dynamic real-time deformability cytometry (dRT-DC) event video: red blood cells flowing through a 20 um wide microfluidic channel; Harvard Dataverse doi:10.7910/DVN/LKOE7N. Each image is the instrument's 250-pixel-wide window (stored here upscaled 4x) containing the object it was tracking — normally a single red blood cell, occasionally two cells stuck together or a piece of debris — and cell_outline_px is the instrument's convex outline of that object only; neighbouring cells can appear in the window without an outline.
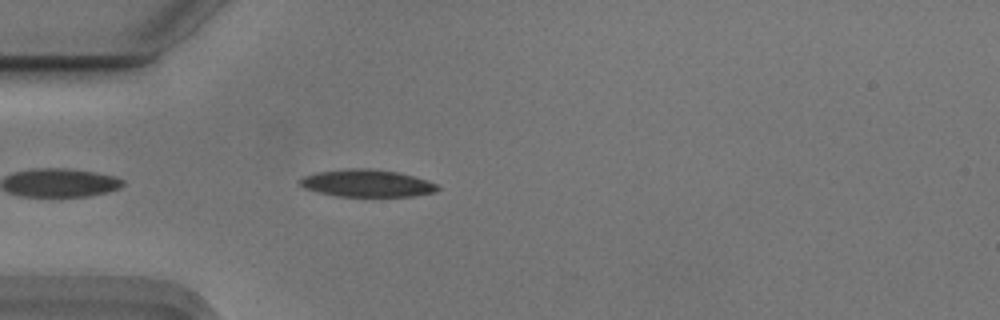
{"species": "Egyptian fruit bat (a non-hibernating species)", "species_latin": "Rousettus aegyptiacus", "temperature_condition": "cold", "stored_images_in_passage": 27, "camera_frame_rate_fps": 3000, "um_per_image_px": 0.085, "animal": {"sex": "male"}, "frame": {"image": 1, "passage_image": 3, "time_ms": 0.667, "image_size_px": [1000, 320], "cell_outline_px": [[440, 188], [436, 192], [412, 196], [336, 196], [304, 188], [300, 184], [300, 180], [304, 176], [316, 172], [348, 168], [368, 168], [396, 172], [412, 176], [436, 184]], "centroid_in_image_um": [31.17, 15.57], "position_along_channel_um": 53.8, "area_um2": 21.62}}
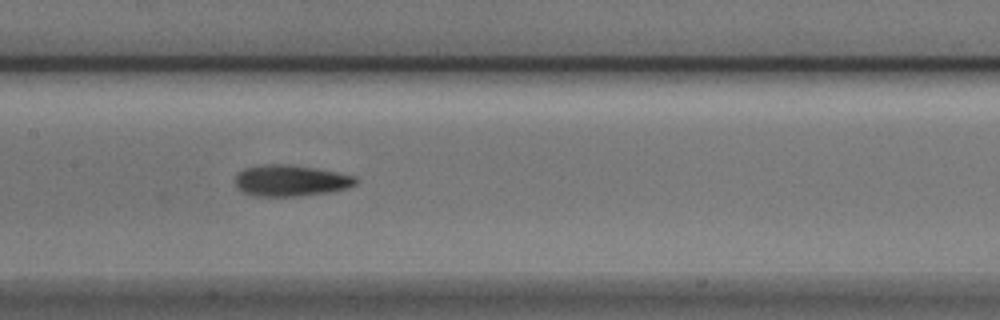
{"frame": {"image": 2, "passage_image": 14, "time_ms": 4.333, "image_size_px": [1000, 320], "cell_outline_px": [[360, 180], [356, 184], [348, 188], [332, 192], [300, 196], [252, 196], [240, 192], [236, 188], [236, 176], [244, 168], [264, 164], [292, 164], [316, 168], [356, 176]], "centroid_in_image_um": [24.73, 15.36], "position_along_channel_um": 182.7, "area_um2": 22.37}}
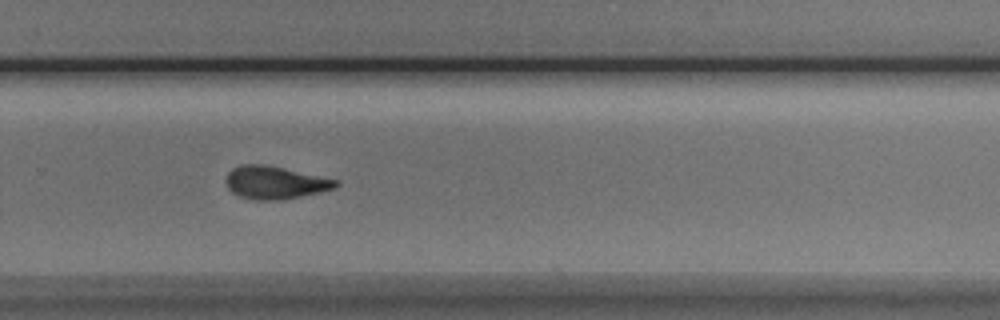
{"frame": {"image": 3, "passage_image": 24, "time_ms": 7.667, "image_size_px": [1000, 320], "cell_outline_px": [[340, 184], [336, 188], [320, 192], [280, 200], [256, 200], [236, 196], [228, 188], [224, 180], [228, 172], [232, 168], [240, 164], [268, 164], [340, 180]], "centroid_in_image_um": [23.37, 15.5], "position_along_channel_um": 306.4, "area_um2": 21.44}}